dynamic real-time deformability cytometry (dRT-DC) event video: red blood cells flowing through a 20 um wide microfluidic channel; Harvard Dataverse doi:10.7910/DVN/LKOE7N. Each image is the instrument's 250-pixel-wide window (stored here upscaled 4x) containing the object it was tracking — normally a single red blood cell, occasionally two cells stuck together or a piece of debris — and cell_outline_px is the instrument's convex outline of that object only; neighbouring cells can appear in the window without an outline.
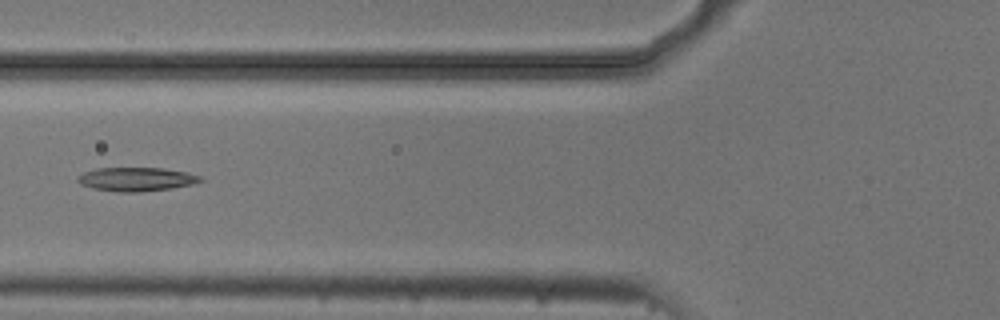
{"species": "common noctule bat (a hibernating species)", "species_latin": "Nyctalus noctula", "temperature_condition": "cold", "stored_images_in_passage": 5, "camera_frame_rate_fps": 3000, "um_per_image_px": 0.085, "animal": {"sex": "male", "body_mass_g": 20.5, "forearm_length_mm": 52.5}, "frame": {"image": 1, "passage_image": 3, "time_ms": 0.667, "image_size_px": [1000, 320], "cell_outline_px": [[204, 180], [192, 184], [172, 188], [140, 192], [120, 192], [92, 188], [80, 184], [76, 180], [76, 176], [84, 172], [96, 168], [164, 168], [188, 172], [200, 176]], "centroid_in_image_um": [11.57, 15.23], "position_along_channel_um": 114.2, "area_um2": 17.11}}
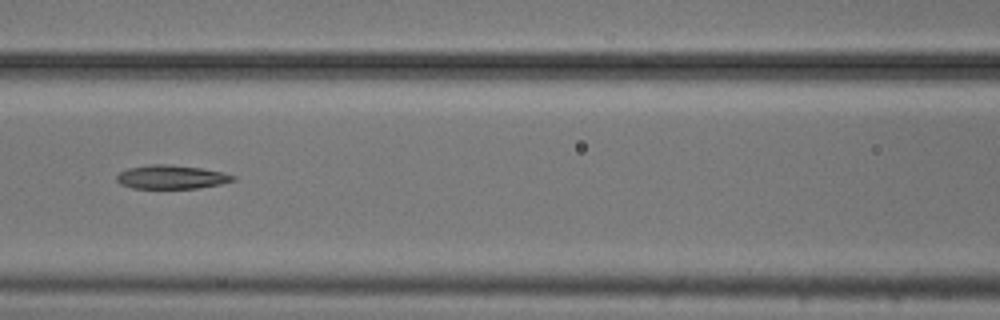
{"frame": {"image": 2, "passage_image": 4, "time_ms": 1.0, "image_size_px": [1000, 320], "cell_outline_px": [[236, 180], [220, 184], [200, 188], [132, 188], [120, 184], [116, 180], [116, 176], [120, 172], [128, 168], [148, 164], [168, 164], [200, 168], [224, 172], [236, 176]], "centroid_in_image_um": [14.57, 15.04], "position_along_channel_um": 152.0, "area_um2": 16.18}}
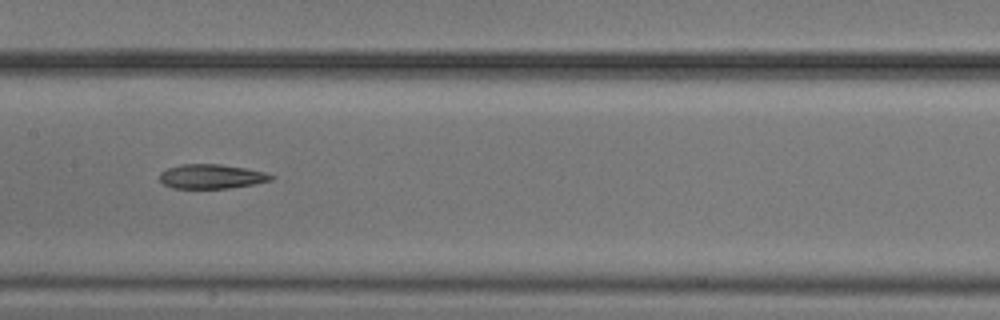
{"frame": {"image": 3, "passage_image": 5, "time_ms": 1.333, "image_size_px": [1000, 320], "cell_outline_px": [[276, 176], [272, 180], [252, 184], [228, 188], [172, 188], [164, 184], [160, 180], [160, 172], [168, 168], [180, 164], [220, 164], [244, 168], [264, 172]], "centroid_in_image_um": [17.96, 14.99], "position_along_channel_um": 189.4, "area_um2": 15.72}}